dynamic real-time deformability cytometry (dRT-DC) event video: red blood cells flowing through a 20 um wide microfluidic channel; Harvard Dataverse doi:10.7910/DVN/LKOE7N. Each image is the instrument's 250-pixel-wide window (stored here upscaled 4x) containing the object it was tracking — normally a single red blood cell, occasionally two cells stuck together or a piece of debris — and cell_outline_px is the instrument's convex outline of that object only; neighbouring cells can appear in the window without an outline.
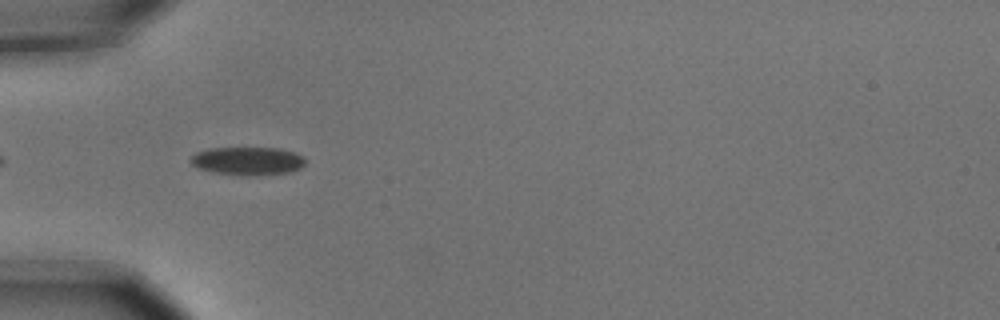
{"species": "common noctule bat (a hibernating species)", "species_latin": "Nyctalus noctula", "temperature_condition": "cold", "stored_images_in_passage": 6, "camera_frame_rate_fps": 3000, "um_per_image_px": 0.085, "animal": {"sex": "male", "body_mass_g": 15.6}, "frame": {"image": 1, "passage_image": 5, "time_ms": 1.333, "image_size_px": [1000, 320], "cell_outline_px": [[304, 164], [300, 168], [288, 172], [244, 176], [212, 172], [200, 168], [192, 164], [188, 160], [196, 152], [208, 148], [280, 148], [296, 152], [304, 156]], "centroid_in_image_um": [21.04, 13.67], "position_along_channel_um": 64.0, "area_um2": 18.84}}
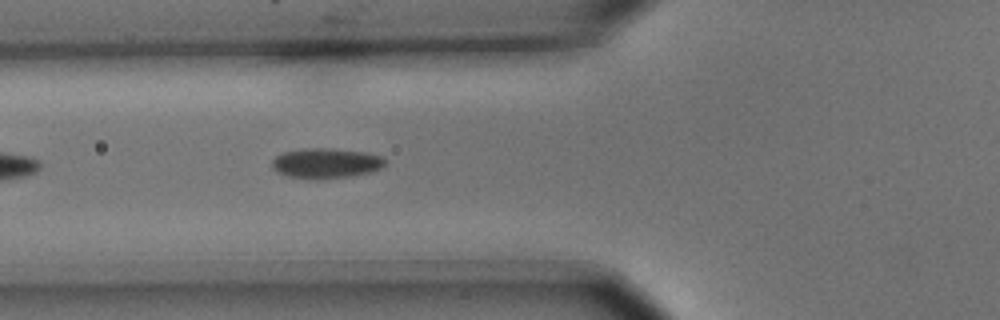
{"frame": {"image": 2, "passage_image": 6, "time_ms": 1.667, "image_size_px": [1000, 320], "cell_outline_px": [[384, 164], [380, 168], [368, 172], [352, 176], [288, 176], [276, 172], [272, 168], [272, 160], [276, 156], [284, 152], [304, 148], [328, 148], [364, 152], [380, 156], [384, 160]], "centroid_in_image_um": [27.67, 13.82], "position_along_channel_um": 98.1, "area_um2": 18.84}}